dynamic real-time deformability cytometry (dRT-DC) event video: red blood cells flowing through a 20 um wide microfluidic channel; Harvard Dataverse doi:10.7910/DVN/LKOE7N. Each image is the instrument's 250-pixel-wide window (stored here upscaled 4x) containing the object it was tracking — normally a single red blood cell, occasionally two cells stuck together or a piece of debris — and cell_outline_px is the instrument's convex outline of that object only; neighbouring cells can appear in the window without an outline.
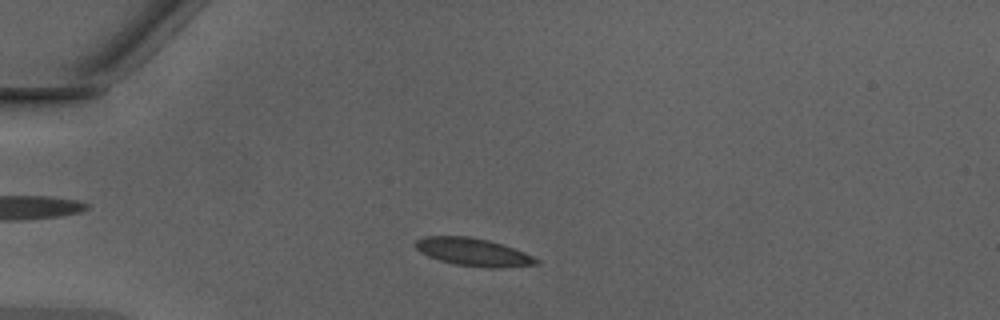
{"species": "Egyptian fruit bat (a non-hibernating species)", "species_latin": "Rousettus aegyptiacus", "temperature_condition": "warm", "stored_images_in_passage": 41, "camera_frame_rate_fps": 3000, "um_per_image_px": 0.085, "animal": {"sex": "male"}, "frame": {"image": 1, "passage_image": 6, "time_ms": 1.667, "image_size_px": [1000, 320], "cell_outline_px": [[540, 264], [500, 268], [488, 268], [456, 264], [440, 260], [428, 256], [420, 252], [412, 244], [416, 240], [424, 236], [468, 236], [488, 240], [504, 244], [524, 252], [540, 260]], "centroid_in_image_um": [40.23, 21.42], "position_along_channel_um": 44.8, "area_um2": 19.71}}
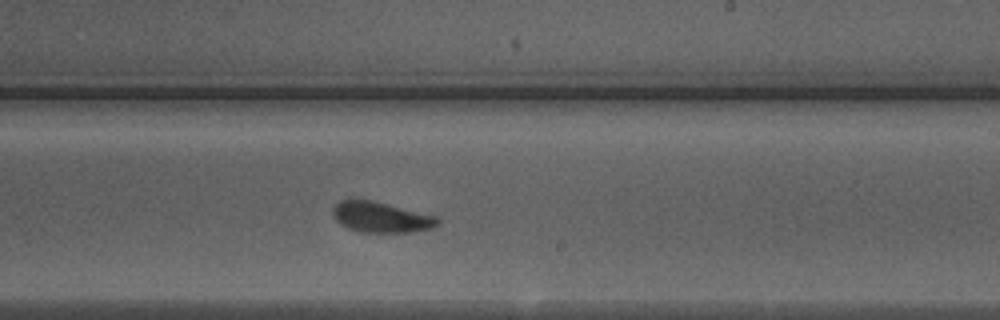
{"frame": {"image": 2, "passage_image": 23, "time_ms": 7.333, "image_size_px": [1000, 320], "cell_outline_px": [[440, 224], [432, 228], [412, 232], [360, 232], [348, 228], [340, 224], [332, 216], [332, 208], [340, 200], [372, 200], [436, 216], [440, 220]], "centroid_in_image_um": [32.38, 18.47], "position_along_channel_um": 256.6, "area_um2": 18.67}}
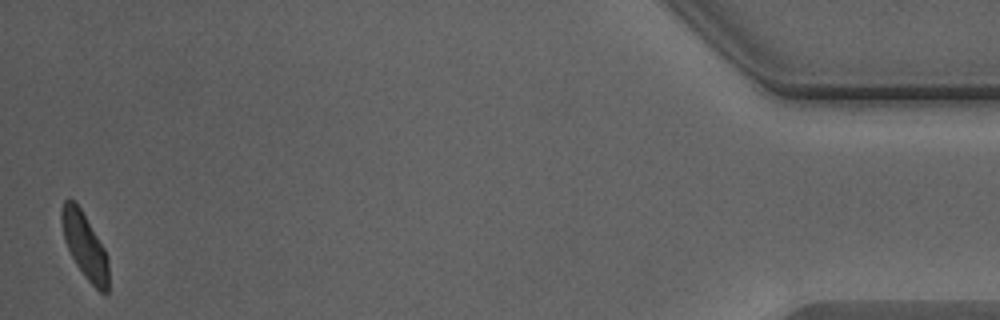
{"frame": {"image": 3, "passage_image": 41, "time_ms": 13.333, "image_size_px": [1000, 320], "cell_outline_px": [[108, 292], [104, 296], [84, 276], [76, 264], [64, 240], [60, 220], [60, 212], [64, 200], [68, 196], [80, 208], [104, 248], [108, 256]], "centroid_in_image_um": [7.19, 20.89], "position_along_channel_um": 428.0, "area_um2": 17.92}, "authors_computed_cell_mechanics": {"area_um2": 18.9584, "velocity_mm_per_s": 4.2716, "shape_relaxation_time_tau1_ms": 2.7037, "shape_relaxation_time_tau2_ms": 1.1859, "deformation_change_tau1": 0.0955, "deformation_change_tau2": 0.0576}}